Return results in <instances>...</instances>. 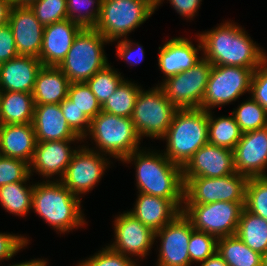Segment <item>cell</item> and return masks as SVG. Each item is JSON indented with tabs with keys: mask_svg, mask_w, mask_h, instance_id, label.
Wrapping results in <instances>:
<instances>
[{
	"mask_svg": "<svg viewBox=\"0 0 267 266\" xmlns=\"http://www.w3.org/2000/svg\"><path fill=\"white\" fill-rule=\"evenodd\" d=\"M199 40L198 47L204 49L205 59L212 65L257 68L267 62L265 54L234 24L225 23L200 35Z\"/></svg>",
	"mask_w": 267,
	"mask_h": 266,
	"instance_id": "1",
	"label": "cell"
},
{
	"mask_svg": "<svg viewBox=\"0 0 267 266\" xmlns=\"http://www.w3.org/2000/svg\"><path fill=\"white\" fill-rule=\"evenodd\" d=\"M132 159L137 160L136 178L140 193L169 200H184L181 166L171 162L165 155L137 154V150L125 157L123 161Z\"/></svg>",
	"mask_w": 267,
	"mask_h": 266,
	"instance_id": "2",
	"label": "cell"
},
{
	"mask_svg": "<svg viewBox=\"0 0 267 266\" xmlns=\"http://www.w3.org/2000/svg\"><path fill=\"white\" fill-rule=\"evenodd\" d=\"M208 110L178 109L164 137L171 162L183 167L192 155L208 143Z\"/></svg>",
	"mask_w": 267,
	"mask_h": 266,
	"instance_id": "3",
	"label": "cell"
},
{
	"mask_svg": "<svg viewBox=\"0 0 267 266\" xmlns=\"http://www.w3.org/2000/svg\"><path fill=\"white\" fill-rule=\"evenodd\" d=\"M62 182L37 184L33 188L32 208L56 229L65 232L83 223L76 198Z\"/></svg>",
	"mask_w": 267,
	"mask_h": 266,
	"instance_id": "4",
	"label": "cell"
},
{
	"mask_svg": "<svg viewBox=\"0 0 267 266\" xmlns=\"http://www.w3.org/2000/svg\"><path fill=\"white\" fill-rule=\"evenodd\" d=\"M108 40L94 28H83L58 68L70 83H84L108 63L102 52Z\"/></svg>",
	"mask_w": 267,
	"mask_h": 266,
	"instance_id": "5",
	"label": "cell"
},
{
	"mask_svg": "<svg viewBox=\"0 0 267 266\" xmlns=\"http://www.w3.org/2000/svg\"><path fill=\"white\" fill-rule=\"evenodd\" d=\"M156 0H102L94 29L108 41L126 36L154 12Z\"/></svg>",
	"mask_w": 267,
	"mask_h": 266,
	"instance_id": "6",
	"label": "cell"
},
{
	"mask_svg": "<svg viewBox=\"0 0 267 266\" xmlns=\"http://www.w3.org/2000/svg\"><path fill=\"white\" fill-rule=\"evenodd\" d=\"M90 134L101 150L123 160L138 150V136L131 118L101 111L91 120Z\"/></svg>",
	"mask_w": 267,
	"mask_h": 266,
	"instance_id": "7",
	"label": "cell"
},
{
	"mask_svg": "<svg viewBox=\"0 0 267 266\" xmlns=\"http://www.w3.org/2000/svg\"><path fill=\"white\" fill-rule=\"evenodd\" d=\"M248 178L233 173L218 178H189L184 183L186 205L210 204L214 202L245 203Z\"/></svg>",
	"mask_w": 267,
	"mask_h": 266,
	"instance_id": "8",
	"label": "cell"
},
{
	"mask_svg": "<svg viewBox=\"0 0 267 266\" xmlns=\"http://www.w3.org/2000/svg\"><path fill=\"white\" fill-rule=\"evenodd\" d=\"M177 110L161 87L149 92L140 90L131 120L139 137L146 134L164 138Z\"/></svg>",
	"mask_w": 267,
	"mask_h": 266,
	"instance_id": "9",
	"label": "cell"
},
{
	"mask_svg": "<svg viewBox=\"0 0 267 266\" xmlns=\"http://www.w3.org/2000/svg\"><path fill=\"white\" fill-rule=\"evenodd\" d=\"M182 213L191 221L195 230L209 233L217 239L235 235L245 203L214 202L186 205Z\"/></svg>",
	"mask_w": 267,
	"mask_h": 266,
	"instance_id": "10",
	"label": "cell"
},
{
	"mask_svg": "<svg viewBox=\"0 0 267 266\" xmlns=\"http://www.w3.org/2000/svg\"><path fill=\"white\" fill-rule=\"evenodd\" d=\"M256 68L213 65L200 109L222 105L237 99L251 89V80Z\"/></svg>",
	"mask_w": 267,
	"mask_h": 266,
	"instance_id": "11",
	"label": "cell"
},
{
	"mask_svg": "<svg viewBox=\"0 0 267 266\" xmlns=\"http://www.w3.org/2000/svg\"><path fill=\"white\" fill-rule=\"evenodd\" d=\"M212 66L202 58L189 70L167 78L161 88L170 103L177 109L200 108Z\"/></svg>",
	"mask_w": 267,
	"mask_h": 266,
	"instance_id": "12",
	"label": "cell"
},
{
	"mask_svg": "<svg viewBox=\"0 0 267 266\" xmlns=\"http://www.w3.org/2000/svg\"><path fill=\"white\" fill-rule=\"evenodd\" d=\"M194 230L191 221L181 212L173 221L155 232L162 239L159 266H189V240Z\"/></svg>",
	"mask_w": 267,
	"mask_h": 266,
	"instance_id": "13",
	"label": "cell"
},
{
	"mask_svg": "<svg viewBox=\"0 0 267 266\" xmlns=\"http://www.w3.org/2000/svg\"><path fill=\"white\" fill-rule=\"evenodd\" d=\"M183 183L189 178H218L235 173L233 150L207 143L182 167Z\"/></svg>",
	"mask_w": 267,
	"mask_h": 266,
	"instance_id": "14",
	"label": "cell"
},
{
	"mask_svg": "<svg viewBox=\"0 0 267 266\" xmlns=\"http://www.w3.org/2000/svg\"><path fill=\"white\" fill-rule=\"evenodd\" d=\"M235 172L247 178L265 177L267 165V126L242 134L233 149Z\"/></svg>",
	"mask_w": 267,
	"mask_h": 266,
	"instance_id": "15",
	"label": "cell"
},
{
	"mask_svg": "<svg viewBox=\"0 0 267 266\" xmlns=\"http://www.w3.org/2000/svg\"><path fill=\"white\" fill-rule=\"evenodd\" d=\"M104 161V158L92 150L86 148L79 151L75 150L61 179L62 184L75 196L87 192L98 182L103 170H105L106 162Z\"/></svg>",
	"mask_w": 267,
	"mask_h": 266,
	"instance_id": "16",
	"label": "cell"
},
{
	"mask_svg": "<svg viewBox=\"0 0 267 266\" xmlns=\"http://www.w3.org/2000/svg\"><path fill=\"white\" fill-rule=\"evenodd\" d=\"M8 24L12 30L19 56L39 57L44 26L30 7L12 6Z\"/></svg>",
	"mask_w": 267,
	"mask_h": 266,
	"instance_id": "17",
	"label": "cell"
},
{
	"mask_svg": "<svg viewBox=\"0 0 267 266\" xmlns=\"http://www.w3.org/2000/svg\"><path fill=\"white\" fill-rule=\"evenodd\" d=\"M83 28L69 19L44 27L39 60L43 66L58 67Z\"/></svg>",
	"mask_w": 267,
	"mask_h": 266,
	"instance_id": "18",
	"label": "cell"
},
{
	"mask_svg": "<svg viewBox=\"0 0 267 266\" xmlns=\"http://www.w3.org/2000/svg\"><path fill=\"white\" fill-rule=\"evenodd\" d=\"M116 244L110 249L126 256L130 254L146 255L155 238V232L133 217L129 212L115 220Z\"/></svg>",
	"mask_w": 267,
	"mask_h": 266,
	"instance_id": "19",
	"label": "cell"
},
{
	"mask_svg": "<svg viewBox=\"0 0 267 266\" xmlns=\"http://www.w3.org/2000/svg\"><path fill=\"white\" fill-rule=\"evenodd\" d=\"M42 66L43 65L38 57L31 56H18L7 62L1 63V90L32 94L37 74Z\"/></svg>",
	"mask_w": 267,
	"mask_h": 266,
	"instance_id": "20",
	"label": "cell"
},
{
	"mask_svg": "<svg viewBox=\"0 0 267 266\" xmlns=\"http://www.w3.org/2000/svg\"><path fill=\"white\" fill-rule=\"evenodd\" d=\"M180 201L140 193L135 210L129 213L154 232L173 221L181 212Z\"/></svg>",
	"mask_w": 267,
	"mask_h": 266,
	"instance_id": "21",
	"label": "cell"
},
{
	"mask_svg": "<svg viewBox=\"0 0 267 266\" xmlns=\"http://www.w3.org/2000/svg\"><path fill=\"white\" fill-rule=\"evenodd\" d=\"M32 124L37 142L80 138L67 124L60 104L35 105Z\"/></svg>",
	"mask_w": 267,
	"mask_h": 266,
	"instance_id": "22",
	"label": "cell"
},
{
	"mask_svg": "<svg viewBox=\"0 0 267 266\" xmlns=\"http://www.w3.org/2000/svg\"><path fill=\"white\" fill-rule=\"evenodd\" d=\"M37 144L34 126L27 124L0 125V152L2 156L31 161Z\"/></svg>",
	"mask_w": 267,
	"mask_h": 266,
	"instance_id": "23",
	"label": "cell"
},
{
	"mask_svg": "<svg viewBox=\"0 0 267 266\" xmlns=\"http://www.w3.org/2000/svg\"><path fill=\"white\" fill-rule=\"evenodd\" d=\"M74 140L37 142L31 165L43 176H51L59 172L63 178L75 153V150L72 152L67 144Z\"/></svg>",
	"mask_w": 267,
	"mask_h": 266,
	"instance_id": "24",
	"label": "cell"
},
{
	"mask_svg": "<svg viewBox=\"0 0 267 266\" xmlns=\"http://www.w3.org/2000/svg\"><path fill=\"white\" fill-rule=\"evenodd\" d=\"M69 85V79L58 67L42 66L32 92L34 104H60L67 98Z\"/></svg>",
	"mask_w": 267,
	"mask_h": 266,
	"instance_id": "25",
	"label": "cell"
},
{
	"mask_svg": "<svg viewBox=\"0 0 267 266\" xmlns=\"http://www.w3.org/2000/svg\"><path fill=\"white\" fill-rule=\"evenodd\" d=\"M159 49V66L167 78L189 70L200 61L197 56L198 49L184 38L171 39Z\"/></svg>",
	"mask_w": 267,
	"mask_h": 266,
	"instance_id": "26",
	"label": "cell"
},
{
	"mask_svg": "<svg viewBox=\"0 0 267 266\" xmlns=\"http://www.w3.org/2000/svg\"><path fill=\"white\" fill-rule=\"evenodd\" d=\"M34 107V99L31 93L16 91L2 92L0 125L32 123Z\"/></svg>",
	"mask_w": 267,
	"mask_h": 266,
	"instance_id": "27",
	"label": "cell"
},
{
	"mask_svg": "<svg viewBox=\"0 0 267 266\" xmlns=\"http://www.w3.org/2000/svg\"><path fill=\"white\" fill-rule=\"evenodd\" d=\"M236 235L253 251L264 255L267 252V221L249 212H241Z\"/></svg>",
	"mask_w": 267,
	"mask_h": 266,
	"instance_id": "28",
	"label": "cell"
},
{
	"mask_svg": "<svg viewBox=\"0 0 267 266\" xmlns=\"http://www.w3.org/2000/svg\"><path fill=\"white\" fill-rule=\"evenodd\" d=\"M217 240V252L228 266H262V255L250 249L236 234Z\"/></svg>",
	"mask_w": 267,
	"mask_h": 266,
	"instance_id": "29",
	"label": "cell"
},
{
	"mask_svg": "<svg viewBox=\"0 0 267 266\" xmlns=\"http://www.w3.org/2000/svg\"><path fill=\"white\" fill-rule=\"evenodd\" d=\"M208 143L233 150L242 137V131L233 117L213 120L208 112Z\"/></svg>",
	"mask_w": 267,
	"mask_h": 266,
	"instance_id": "30",
	"label": "cell"
},
{
	"mask_svg": "<svg viewBox=\"0 0 267 266\" xmlns=\"http://www.w3.org/2000/svg\"><path fill=\"white\" fill-rule=\"evenodd\" d=\"M140 89L124 80L102 105V111L121 117L131 118Z\"/></svg>",
	"mask_w": 267,
	"mask_h": 266,
	"instance_id": "31",
	"label": "cell"
},
{
	"mask_svg": "<svg viewBox=\"0 0 267 266\" xmlns=\"http://www.w3.org/2000/svg\"><path fill=\"white\" fill-rule=\"evenodd\" d=\"M23 182H15L0 187V202L12 214H26L32 207L33 187L27 189Z\"/></svg>",
	"mask_w": 267,
	"mask_h": 266,
	"instance_id": "32",
	"label": "cell"
},
{
	"mask_svg": "<svg viewBox=\"0 0 267 266\" xmlns=\"http://www.w3.org/2000/svg\"><path fill=\"white\" fill-rule=\"evenodd\" d=\"M232 114L242 133L267 126V110L253 98L241 104L237 111Z\"/></svg>",
	"mask_w": 267,
	"mask_h": 266,
	"instance_id": "33",
	"label": "cell"
},
{
	"mask_svg": "<svg viewBox=\"0 0 267 266\" xmlns=\"http://www.w3.org/2000/svg\"><path fill=\"white\" fill-rule=\"evenodd\" d=\"M245 208L267 221V176L248 178Z\"/></svg>",
	"mask_w": 267,
	"mask_h": 266,
	"instance_id": "34",
	"label": "cell"
},
{
	"mask_svg": "<svg viewBox=\"0 0 267 266\" xmlns=\"http://www.w3.org/2000/svg\"><path fill=\"white\" fill-rule=\"evenodd\" d=\"M120 74L115 73L109 65L96 72L85 83L91 89L101 106L115 92L122 82Z\"/></svg>",
	"mask_w": 267,
	"mask_h": 266,
	"instance_id": "35",
	"label": "cell"
},
{
	"mask_svg": "<svg viewBox=\"0 0 267 266\" xmlns=\"http://www.w3.org/2000/svg\"><path fill=\"white\" fill-rule=\"evenodd\" d=\"M67 98L90 120L102 111L101 104L85 82L70 83Z\"/></svg>",
	"mask_w": 267,
	"mask_h": 266,
	"instance_id": "36",
	"label": "cell"
},
{
	"mask_svg": "<svg viewBox=\"0 0 267 266\" xmlns=\"http://www.w3.org/2000/svg\"><path fill=\"white\" fill-rule=\"evenodd\" d=\"M29 7L44 27L68 19L66 0H37Z\"/></svg>",
	"mask_w": 267,
	"mask_h": 266,
	"instance_id": "37",
	"label": "cell"
},
{
	"mask_svg": "<svg viewBox=\"0 0 267 266\" xmlns=\"http://www.w3.org/2000/svg\"><path fill=\"white\" fill-rule=\"evenodd\" d=\"M216 237L209 233L193 230L189 240L188 250L190 261L203 262L217 252Z\"/></svg>",
	"mask_w": 267,
	"mask_h": 266,
	"instance_id": "38",
	"label": "cell"
},
{
	"mask_svg": "<svg viewBox=\"0 0 267 266\" xmlns=\"http://www.w3.org/2000/svg\"><path fill=\"white\" fill-rule=\"evenodd\" d=\"M28 162L6 156H0V187L6 184L28 180L31 169Z\"/></svg>",
	"mask_w": 267,
	"mask_h": 266,
	"instance_id": "39",
	"label": "cell"
},
{
	"mask_svg": "<svg viewBox=\"0 0 267 266\" xmlns=\"http://www.w3.org/2000/svg\"><path fill=\"white\" fill-rule=\"evenodd\" d=\"M60 108L62 110L63 116L66 119L67 124L71 128V130L80 138H84V131L83 128L86 124L87 128H90L91 120L82 112L80 111L73 103L68 99L65 98L60 103Z\"/></svg>",
	"mask_w": 267,
	"mask_h": 266,
	"instance_id": "40",
	"label": "cell"
},
{
	"mask_svg": "<svg viewBox=\"0 0 267 266\" xmlns=\"http://www.w3.org/2000/svg\"><path fill=\"white\" fill-rule=\"evenodd\" d=\"M101 1L102 0H98L97 2V13H93L92 12H86L85 15L83 14H79L77 17L76 15L74 16L73 14H75L74 11H79L80 10L78 8H80V4L81 6L84 4H94L93 0H66L67 2V15H68V19L73 21L74 23L80 25L82 28H94L95 25L97 24V21L99 19V15H100V5H101ZM75 17V18H74Z\"/></svg>",
	"mask_w": 267,
	"mask_h": 266,
	"instance_id": "41",
	"label": "cell"
},
{
	"mask_svg": "<svg viewBox=\"0 0 267 266\" xmlns=\"http://www.w3.org/2000/svg\"><path fill=\"white\" fill-rule=\"evenodd\" d=\"M78 266H135L128 256L115 252L109 247L100 251L93 258L81 263Z\"/></svg>",
	"mask_w": 267,
	"mask_h": 266,
	"instance_id": "42",
	"label": "cell"
},
{
	"mask_svg": "<svg viewBox=\"0 0 267 266\" xmlns=\"http://www.w3.org/2000/svg\"><path fill=\"white\" fill-rule=\"evenodd\" d=\"M267 64L264 62L254 70L251 80L252 98L267 110ZM264 66V67H263Z\"/></svg>",
	"mask_w": 267,
	"mask_h": 266,
	"instance_id": "43",
	"label": "cell"
},
{
	"mask_svg": "<svg viewBox=\"0 0 267 266\" xmlns=\"http://www.w3.org/2000/svg\"><path fill=\"white\" fill-rule=\"evenodd\" d=\"M15 39L9 24L0 27V64L18 57Z\"/></svg>",
	"mask_w": 267,
	"mask_h": 266,
	"instance_id": "44",
	"label": "cell"
},
{
	"mask_svg": "<svg viewBox=\"0 0 267 266\" xmlns=\"http://www.w3.org/2000/svg\"><path fill=\"white\" fill-rule=\"evenodd\" d=\"M28 240L11 234H0V260L10 259Z\"/></svg>",
	"mask_w": 267,
	"mask_h": 266,
	"instance_id": "45",
	"label": "cell"
},
{
	"mask_svg": "<svg viewBox=\"0 0 267 266\" xmlns=\"http://www.w3.org/2000/svg\"><path fill=\"white\" fill-rule=\"evenodd\" d=\"M201 0H170L173 7L182 15L193 17Z\"/></svg>",
	"mask_w": 267,
	"mask_h": 266,
	"instance_id": "46",
	"label": "cell"
},
{
	"mask_svg": "<svg viewBox=\"0 0 267 266\" xmlns=\"http://www.w3.org/2000/svg\"><path fill=\"white\" fill-rule=\"evenodd\" d=\"M131 46L132 45L128 40L120 41V43L117 46V53H118L119 57H121L123 59L126 58V60L127 61L129 60L130 63H132V64H137V63H139V61L141 62V60L143 59V55H144L143 49H142V47H140V48L138 47V49H139V51H138L139 53L138 54H140V59L141 60L138 59V60L134 61L133 57H132L133 50L131 49L132 48ZM130 59H132L134 62H131Z\"/></svg>",
	"mask_w": 267,
	"mask_h": 266,
	"instance_id": "47",
	"label": "cell"
},
{
	"mask_svg": "<svg viewBox=\"0 0 267 266\" xmlns=\"http://www.w3.org/2000/svg\"><path fill=\"white\" fill-rule=\"evenodd\" d=\"M11 7L8 0H0V27L8 24Z\"/></svg>",
	"mask_w": 267,
	"mask_h": 266,
	"instance_id": "48",
	"label": "cell"
},
{
	"mask_svg": "<svg viewBox=\"0 0 267 266\" xmlns=\"http://www.w3.org/2000/svg\"><path fill=\"white\" fill-rule=\"evenodd\" d=\"M201 266H228L222 257L216 252L213 256L202 262Z\"/></svg>",
	"mask_w": 267,
	"mask_h": 266,
	"instance_id": "49",
	"label": "cell"
},
{
	"mask_svg": "<svg viewBox=\"0 0 267 266\" xmlns=\"http://www.w3.org/2000/svg\"><path fill=\"white\" fill-rule=\"evenodd\" d=\"M11 6H25L29 7L31 4L37 0H8Z\"/></svg>",
	"mask_w": 267,
	"mask_h": 266,
	"instance_id": "50",
	"label": "cell"
},
{
	"mask_svg": "<svg viewBox=\"0 0 267 266\" xmlns=\"http://www.w3.org/2000/svg\"><path fill=\"white\" fill-rule=\"evenodd\" d=\"M45 262L44 261H28V262H23L21 264H16V265H11V266H42Z\"/></svg>",
	"mask_w": 267,
	"mask_h": 266,
	"instance_id": "51",
	"label": "cell"
},
{
	"mask_svg": "<svg viewBox=\"0 0 267 266\" xmlns=\"http://www.w3.org/2000/svg\"><path fill=\"white\" fill-rule=\"evenodd\" d=\"M262 266H267V252L262 255Z\"/></svg>",
	"mask_w": 267,
	"mask_h": 266,
	"instance_id": "52",
	"label": "cell"
},
{
	"mask_svg": "<svg viewBox=\"0 0 267 266\" xmlns=\"http://www.w3.org/2000/svg\"><path fill=\"white\" fill-rule=\"evenodd\" d=\"M2 91L0 89V105H1Z\"/></svg>",
	"mask_w": 267,
	"mask_h": 266,
	"instance_id": "53",
	"label": "cell"
},
{
	"mask_svg": "<svg viewBox=\"0 0 267 266\" xmlns=\"http://www.w3.org/2000/svg\"><path fill=\"white\" fill-rule=\"evenodd\" d=\"M161 0H156V6L160 3Z\"/></svg>",
	"mask_w": 267,
	"mask_h": 266,
	"instance_id": "54",
	"label": "cell"
}]
</instances>
